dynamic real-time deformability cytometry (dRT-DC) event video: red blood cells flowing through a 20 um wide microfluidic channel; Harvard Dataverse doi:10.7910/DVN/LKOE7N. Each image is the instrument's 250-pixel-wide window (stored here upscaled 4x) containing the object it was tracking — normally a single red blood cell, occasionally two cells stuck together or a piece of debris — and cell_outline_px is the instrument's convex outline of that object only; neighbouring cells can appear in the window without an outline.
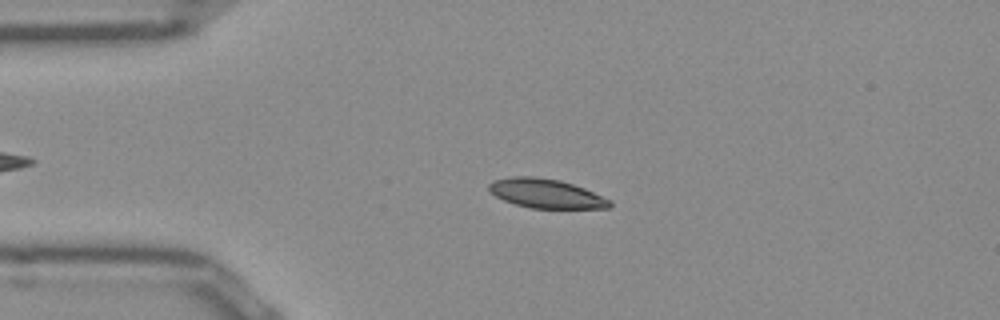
{"species": "Egyptian fruit bat (a non-hibernating species)", "species_latin": "Rousettus aegyptiacus", "temperature_condition": "room temperature", "stored_images_in_passage": 51, "camera_frame_rate_fps": 3000, "um_per_image_px": 0.085, "frame": {"image": 1, "passage_image": 11, "time_ms": 3.333, "image_size_px": [1000, 320], "cell_outline_px": [[612, 204], [608, 208], [532, 208], [516, 204], [504, 200], [496, 196], [488, 188], [488, 184], [496, 180], [512, 176], [536, 176], [560, 180], [584, 188], [612, 200]], "centroid_in_image_um": [46.43, 16.44], "position_along_channel_um": 38.6, "area_um2": 20.4}}
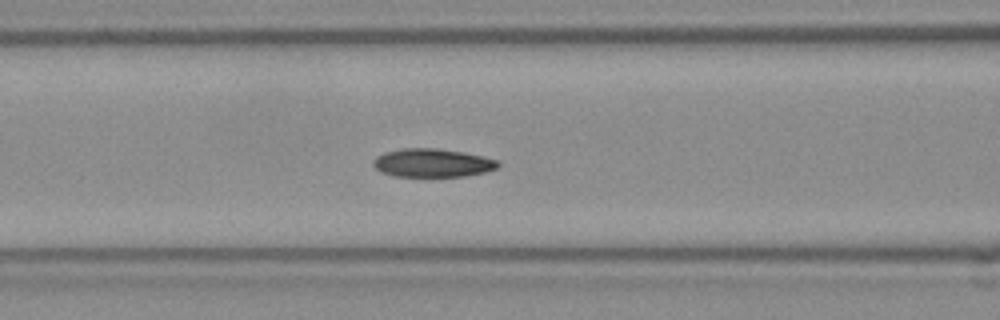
{"frame": {"image": 2, "passage_image": 20, "time_ms": 6.333, "image_size_px": [1000, 320], "cell_outline_px": [[500, 164], [496, 168], [484, 172], [464, 176], [392, 176], [380, 172], [372, 164], [372, 160], [376, 156], [384, 152], [404, 148], [436, 148], [464, 152], [484, 156], [496, 160]], "centroid_in_image_um": [36.71, 13.84], "position_along_channel_um": 129.9, "area_um2": 20.69}}
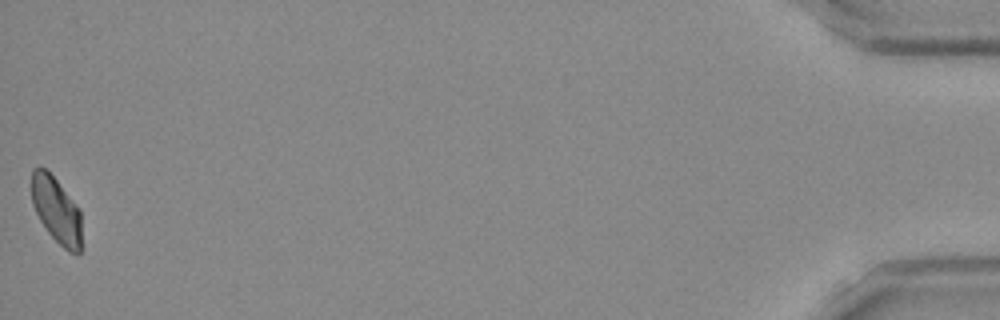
{"frame": {"image": 3, "passage_image": 51, "time_ms": 16.667, "image_size_px": [1000, 320], "cell_outline_px": [[80, 252], [68, 252], [48, 232], [40, 220], [32, 204], [32, 168], [44, 168], [56, 180], [80, 208]], "centroid_in_image_um": [4.79, 17.85], "position_along_channel_um": 430.4, "area_um2": 18.84}, "authors_computed_cell_mechanics": {"area_um2": 20.519, "velocity_mm_per_s": 3.9009, "shape_relaxation_time_tau1_ms": 10.6529, "shape_relaxation_time_tau2_ms": 3.9847, "deformation_change_tau1": 0.1855, "deformation_change_tau2": 0.0663}}